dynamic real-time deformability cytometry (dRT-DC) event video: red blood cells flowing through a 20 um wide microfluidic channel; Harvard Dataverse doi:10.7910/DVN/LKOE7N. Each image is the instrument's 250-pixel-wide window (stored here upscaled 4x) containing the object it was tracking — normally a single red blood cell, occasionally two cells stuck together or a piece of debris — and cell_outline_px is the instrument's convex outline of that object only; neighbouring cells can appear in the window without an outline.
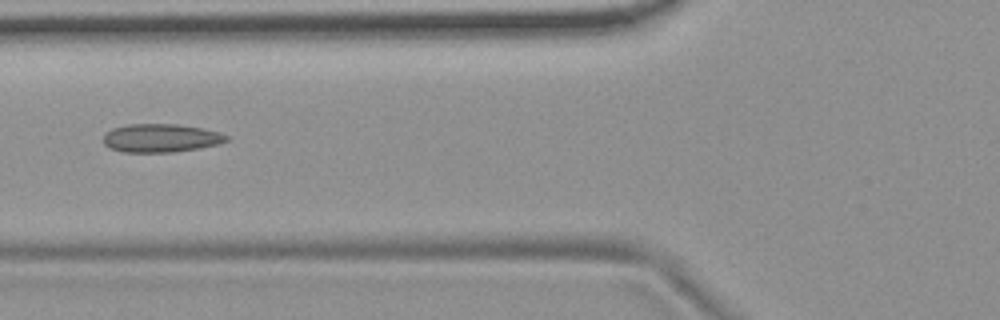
{"species": "common noctule bat (a hibernating species)", "species_latin": "Nyctalus noctula", "temperature_condition": "room temperature", "stored_images_in_passage": 9, "camera_frame_rate_fps": 3000, "um_per_image_px": 0.085, "animal": {"sex": "female", "body_mass_g": 19.9}, "frame": {"image": 1, "passage_image": 6, "time_ms": 1.667, "image_size_px": [1000, 320], "cell_outline_px": [[228, 140], [220, 144], [200, 148], [172, 152], [124, 152], [108, 148], [104, 144], [104, 136], [112, 128], [128, 124], [176, 124], [200, 128], [220, 132], [228, 136]], "centroid_in_image_um": [13.68, 11.74], "position_along_channel_um": 112.1, "area_um2": 20.35}}
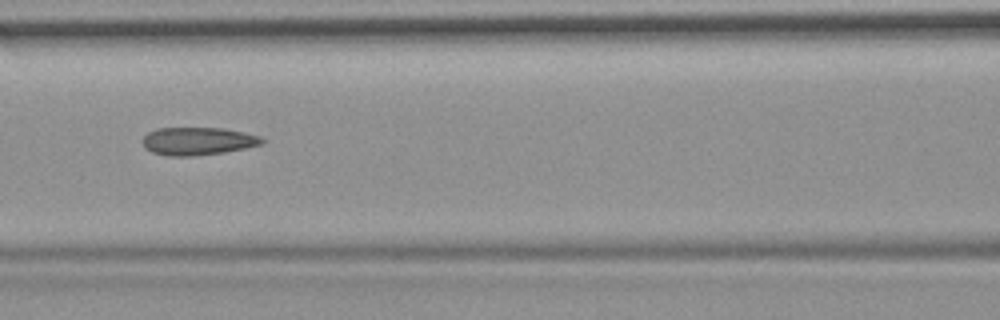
{"frame": {"image": 2, "passage_image": 7, "time_ms": 2.0, "image_size_px": [1000, 320], "cell_outline_px": [[264, 144], [224, 152], [192, 156], [168, 156], [152, 152], [144, 148], [140, 140], [148, 132], [156, 128], [224, 128], [244, 132], [260, 136], [264, 140]], "centroid_in_image_um": [16.78, 11.99], "position_along_channel_um": 149.8, "area_um2": 19.54}}